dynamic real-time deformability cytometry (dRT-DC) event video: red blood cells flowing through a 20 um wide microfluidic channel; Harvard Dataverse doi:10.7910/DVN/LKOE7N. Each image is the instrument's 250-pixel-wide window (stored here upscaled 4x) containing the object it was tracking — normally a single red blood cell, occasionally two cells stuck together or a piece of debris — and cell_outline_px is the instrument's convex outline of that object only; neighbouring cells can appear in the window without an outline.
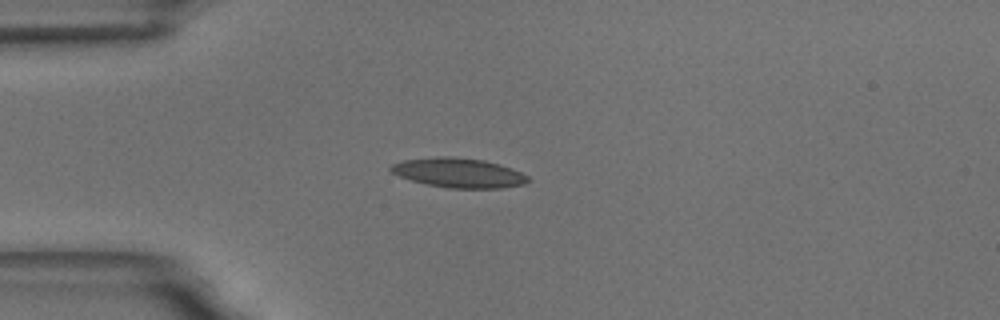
{"species": "common noctule bat (a hibernating species)", "species_latin": "Nyctalus noctula", "temperature_condition": "room temperature", "stored_images_in_passage": 8, "camera_frame_rate_fps": 3000, "um_per_image_px": 0.085, "animal": {"sex": "male", "body_mass_g": 18.8}, "frame": {"image": 1, "passage_image": 1, "time_ms": 0.0, "image_size_px": [1000, 320], "cell_outline_px": [[532, 180], [524, 184], [500, 188], [448, 188], [428, 184], [412, 180], [400, 176], [392, 172], [388, 168], [392, 164], [404, 160], [436, 156], [452, 156], [484, 160], [500, 164], [512, 168], [528, 176]], "centroid_in_image_um": [39.01, 14.68], "position_along_channel_um": 46.0, "area_um2": 23.64}}
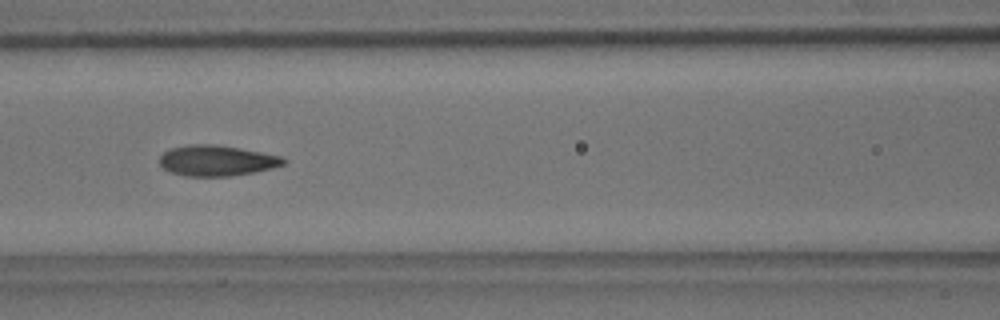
{"frame": {"image": 2, "passage_image": 4, "time_ms": 3.333, "image_size_px": [1000, 320], "cell_outline_px": [[288, 160], [284, 164], [272, 168], [256, 172], [232, 176], [184, 176], [172, 172], [164, 168], [160, 164], [160, 156], [164, 152], [172, 148], [188, 144], [216, 144], [260, 152], [280, 156]], "centroid_in_image_um": [18.43, 13.65], "position_along_channel_um": 148.2, "area_um2": 22.08}}
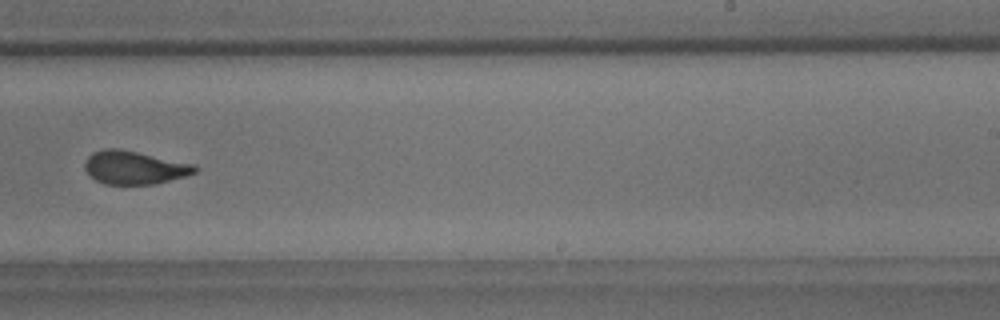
{"frame": {"image": 3, "passage_image": 7, "time_ms": 7.0, "image_size_px": [1000, 320], "cell_outline_px": [[200, 168], [196, 172], [184, 176], [156, 184], [104, 184], [96, 180], [84, 168], [84, 160], [92, 152], [104, 148], [120, 148], [196, 164]], "centroid_in_image_um": [11.43, 14.22], "position_along_channel_um": 277.6, "area_um2": 21.56}}